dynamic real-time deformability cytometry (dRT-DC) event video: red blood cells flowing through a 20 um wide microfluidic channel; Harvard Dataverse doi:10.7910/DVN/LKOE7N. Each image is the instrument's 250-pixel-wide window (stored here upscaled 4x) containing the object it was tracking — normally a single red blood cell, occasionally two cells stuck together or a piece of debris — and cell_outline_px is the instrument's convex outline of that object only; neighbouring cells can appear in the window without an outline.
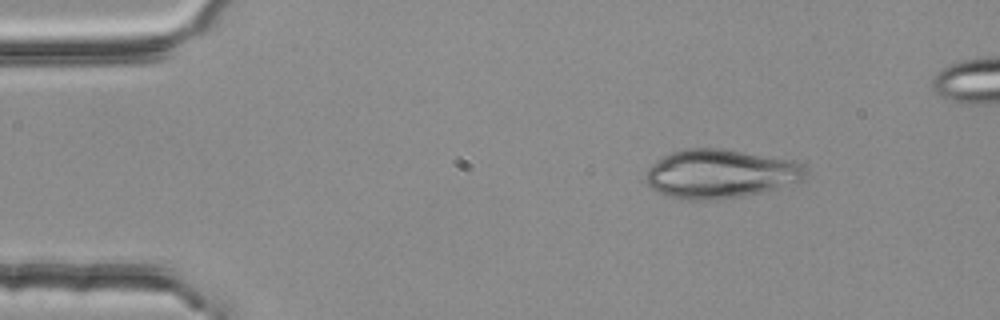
{"species": "common noctule bat (a hibernating species)", "species_latin": "Nyctalus noctula", "temperature_condition": "room temperature", "stored_images_in_passage": 4, "camera_frame_rate_fps": 3000, "um_per_image_px": 0.085, "animal": {"sex": "female", "body_mass_g": 25.1}, "frame": {"image": 1, "passage_image": 1, "time_ms": 0.0, "image_size_px": [1000, 320], "cell_outline_px": [[808, 176], [804, 180], [760, 192], [744, 196], [720, 200], [680, 200], [664, 196], [652, 188], [644, 180], [644, 176], [648, 168], [652, 164], [664, 156], [672, 152], [684, 148], [724, 148], [796, 160], [804, 164], [808, 168]], "centroid_in_image_um": [61.25, 14.77], "position_along_channel_um": 23.8, "area_um2": 46.41}}